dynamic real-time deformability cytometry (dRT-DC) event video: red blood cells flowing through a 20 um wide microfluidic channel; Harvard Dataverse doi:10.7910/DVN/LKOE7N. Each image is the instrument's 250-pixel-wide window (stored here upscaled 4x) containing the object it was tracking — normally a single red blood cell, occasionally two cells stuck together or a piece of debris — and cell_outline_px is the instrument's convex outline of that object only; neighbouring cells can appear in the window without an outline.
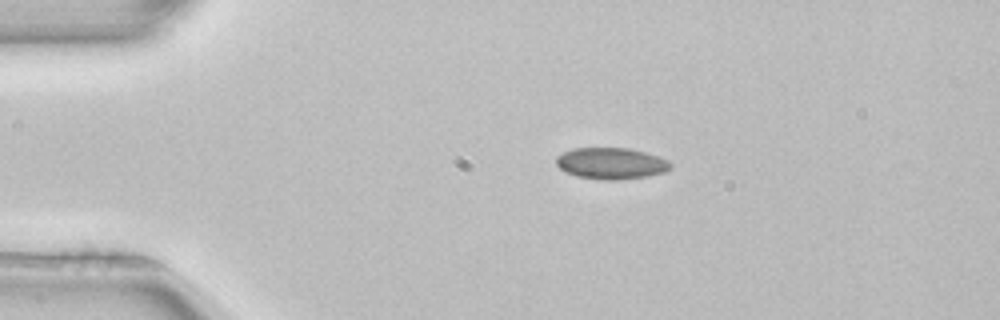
{"species": "common noctule bat (a hibernating species)", "species_latin": "Nyctalus noctula", "temperature_condition": "room temperature", "stored_images_in_passage": 42, "camera_frame_rate_fps": 3000, "um_per_image_px": 0.085, "animal": {"sex": "female", "body_mass_g": 22.7, "forearm_length_mm": 54.2}, "frame": {"image": 1, "passage_image": 1, "time_ms": 0.0, "image_size_px": [1000, 320], "cell_outline_px": [[672, 168], [664, 172], [648, 176], [616, 180], [604, 180], [576, 176], [564, 172], [556, 164], [556, 156], [572, 148], [628, 148], [644, 152], [668, 160], [672, 164]], "centroid_in_image_um": [51.93, 13.89], "position_along_channel_um": 33.1, "area_um2": 20.98}}
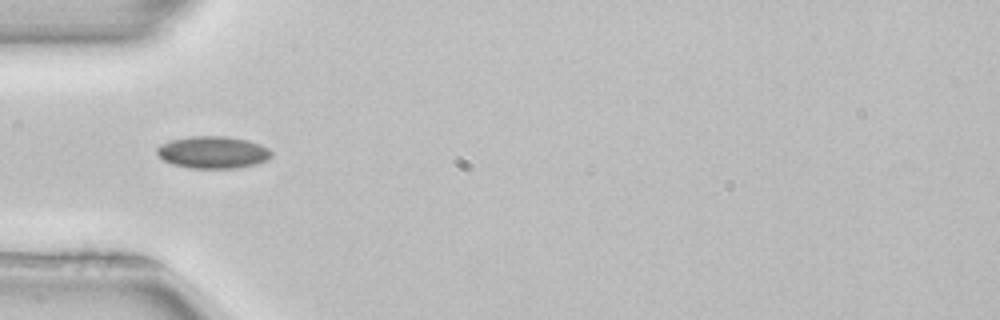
{"frame": {"image": 2, "passage_image": 7, "time_ms": 2.0, "image_size_px": [1000, 320], "cell_outline_px": [[272, 156], [268, 160], [256, 164], [236, 168], [188, 168], [172, 164], [164, 160], [156, 152], [156, 148], [160, 144], [172, 140], [192, 136], [224, 136], [248, 140], [260, 144], [268, 148], [272, 152]], "centroid_in_image_um": [18.11, 12.95], "position_along_channel_um": 66.9, "area_um2": 21.5}}
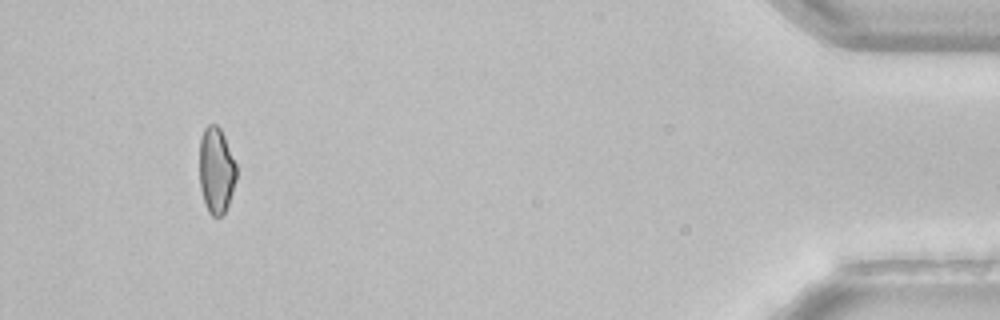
{"frame": {"image": 3, "passage_image": 39, "time_ms": 12.667, "image_size_px": [1000, 320], "cell_outline_px": [[236, 180], [228, 204], [224, 212], [220, 216], [212, 216], [208, 212], [200, 188], [200, 140], [204, 128], [208, 124], [216, 124], [220, 128], [224, 136], [236, 164]], "centroid_in_image_um": [18.38, 14.47], "position_along_channel_um": 416.8, "area_um2": 18.38}, "authors_computed_cell_mechanics": {"area_um2": 19.941, "velocity_mm_per_s": 3.9628, "shape_relaxation_time_tau1_ms": 10.8047, "shape_relaxation_time_tau2_ms": 4.971, "deformation_change_tau1": 0.1089, "deformation_change_tau2": 0.0861}}